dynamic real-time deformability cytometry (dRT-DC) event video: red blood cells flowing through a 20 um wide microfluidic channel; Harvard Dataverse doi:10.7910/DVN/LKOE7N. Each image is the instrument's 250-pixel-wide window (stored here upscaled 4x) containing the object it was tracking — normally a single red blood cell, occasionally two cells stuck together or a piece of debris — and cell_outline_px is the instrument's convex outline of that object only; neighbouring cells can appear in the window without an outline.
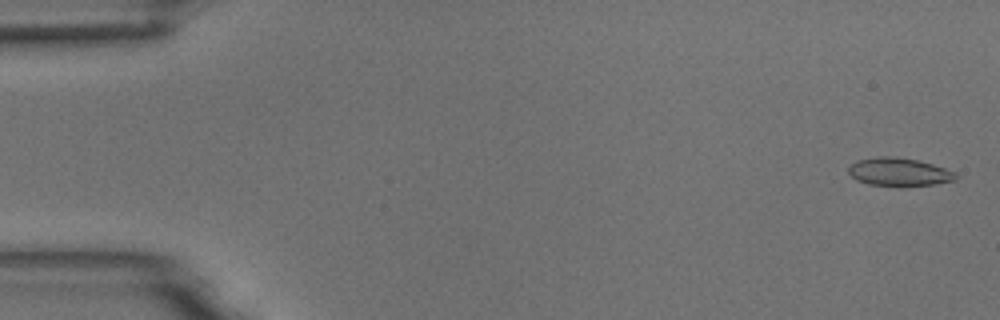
{"species": "common noctule bat (a hibernating species)", "species_latin": "Nyctalus noctula", "temperature_condition": "room temperature", "stored_images_in_passage": 8, "camera_frame_rate_fps": 3000, "um_per_image_px": 0.085, "animal": {"sex": "male", "body_mass_g": 18.8}, "frame": {"image": 1, "passage_image": 1, "time_ms": 0.0, "image_size_px": [1000, 320], "cell_outline_px": [[956, 180], [936, 184], [868, 184], [856, 180], [848, 172], [848, 168], [856, 160], [876, 156], [888, 156], [916, 160], [932, 164], [956, 172]], "centroid_in_image_um": [76.39, 14.58], "position_along_channel_um": 8.6, "area_um2": 16.99}}
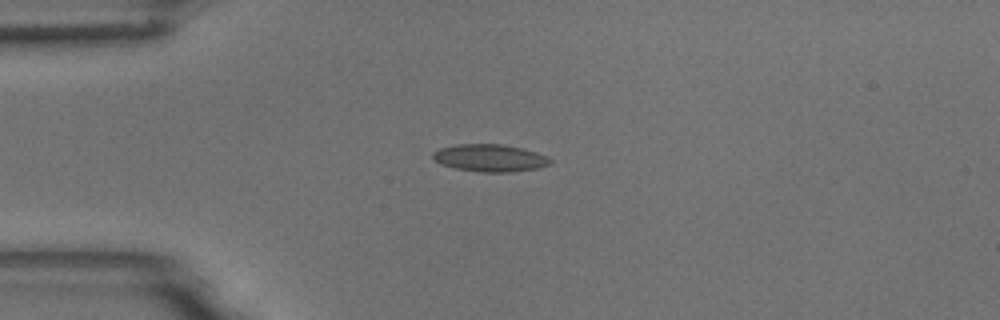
{"frame": {"image": 2, "passage_image": 5, "time_ms": 1.333, "image_size_px": [1000, 320], "cell_outline_px": [[552, 164], [536, 168], [512, 172], [480, 172], [456, 168], [440, 164], [432, 156], [432, 152], [440, 148], [456, 144], [504, 144], [536, 152], [548, 156], [552, 160]], "centroid_in_image_um": [41.65, 13.42], "position_along_channel_um": 43.3, "area_um2": 18.73}}